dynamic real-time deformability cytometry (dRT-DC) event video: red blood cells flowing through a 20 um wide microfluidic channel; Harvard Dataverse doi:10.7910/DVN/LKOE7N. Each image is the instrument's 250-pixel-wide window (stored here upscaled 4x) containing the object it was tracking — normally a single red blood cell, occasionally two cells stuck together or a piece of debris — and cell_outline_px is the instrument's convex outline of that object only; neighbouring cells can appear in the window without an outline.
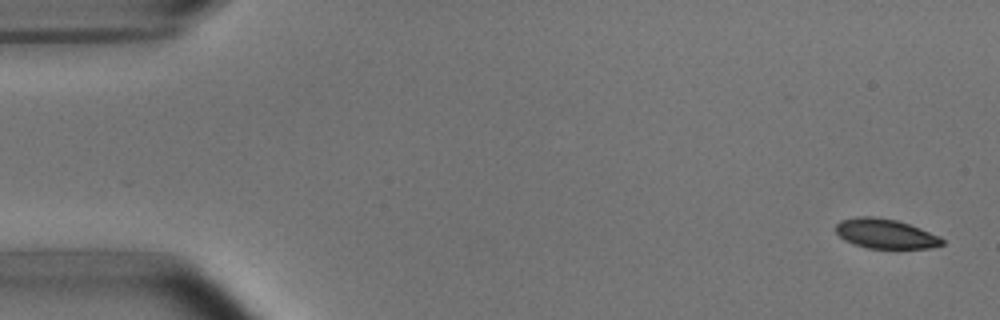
{"species": "common noctule bat (a hibernating species)", "species_latin": "Nyctalus noctula", "temperature_condition": "room temperature", "stored_images_in_passage": 5, "camera_frame_rate_fps": 3000, "um_per_image_px": 0.085, "animal": {"sex": "male", "body_mass_g": 15.6}, "frame": {"image": 1, "passage_image": 1, "time_ms": 0.0, "image_size_px": [1000, 320], "cell_outline_px": [[944, 244], [932, 248], [868, 248], [844, 240], [836, 232], [836, 224], [840, 220], [856, 216], [872, 216], [896, 220], [920, 228], [940, 236], [944, 240]], "centroid_in_image_um": [75.27, 19.86], "position_along_channel_um": 9.7, "area_um2": 18.32}}
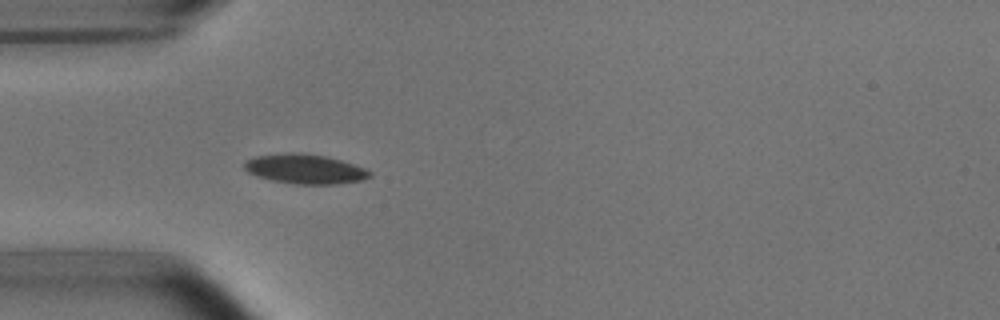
{"frame": {"image": 2, "passage_image": 5, "time_ms": 4.667, "image_size_px": [1000, 320], "cell_outline_px": [[372, 176], [364, 180], [336, 184], [292, 184], [272, 180], [256, 176], [248, 172], [244, 168], [244, 160], [256, 156], [284, 152], [300, 152], [328, 156], [364, 168], [372, 172]], "centroid_in_image_um": [25.91, 14.36], "position_along_channel_um": 59.1, "area_um2": 21.91}}